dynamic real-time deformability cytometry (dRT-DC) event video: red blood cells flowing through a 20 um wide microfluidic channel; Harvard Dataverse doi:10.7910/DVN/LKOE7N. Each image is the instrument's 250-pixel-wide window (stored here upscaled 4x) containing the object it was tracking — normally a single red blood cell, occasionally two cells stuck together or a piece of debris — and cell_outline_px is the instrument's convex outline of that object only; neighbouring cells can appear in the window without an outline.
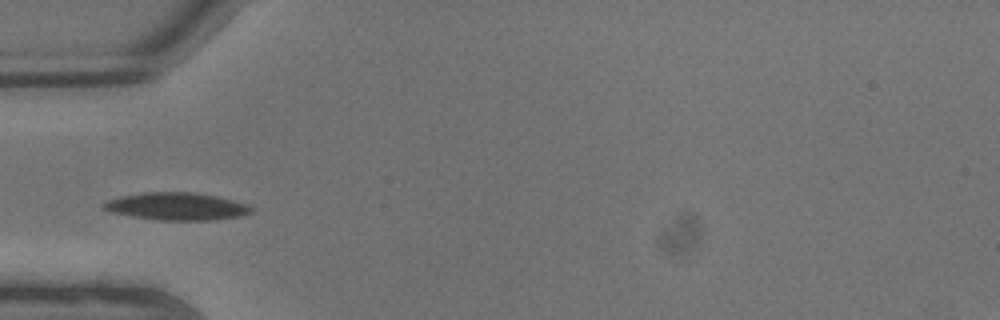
{"species": "common noctule bat (a hibernating species)", "species_latin": "Nyctalus noctula", "temperature_condition": "warm", "stored_images_in_passage": 5, "camera_frame_rate_fps": 3000, "um_per_image_px": 0.085, "animal": {"sex": "male", "body_mass_g": 13.3}, "frame": {"image": 1, "passage_image": 3, "time_ms": 0.667, "image_size_px": [1000, 320], "cell_outline_px": [[252, 212], [240, 216], [212, 220], [156, 220], [132, 216], [112, 212], [100, 208], [100, 204], [108, 200], [120, 196], [144, 192], [196, 192], [216, 196], [232, 200], [244, 204], [252, 208]], "centroid_in_image_um": [14.95, 17.54], "position_along_channel_um": 70.0, "area_um2": 23.64}}
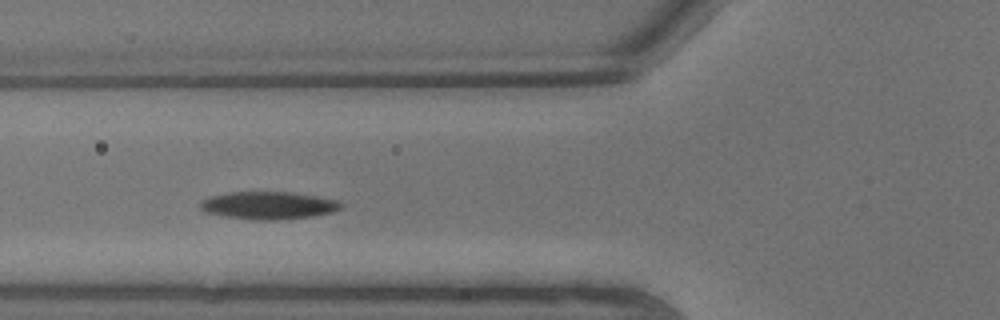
{"frame": {"image": 2, "passage_image": 4, "time_ms": 1.0, "image_size_px": [1000, 320], "cell_outline_px": [[344, 204], [340, 208], [332, 212], [312, 216], [276, 220], [256, 220], [224, 216], [204, 212], [200, 208], [200, 200], [212, 196], [228, 192], [292, 192], [340, 200]], "centroid_in_image_um": [22.82, 17.45], "position_along_channel_um": 103.0, "area_um2": 22.72}}
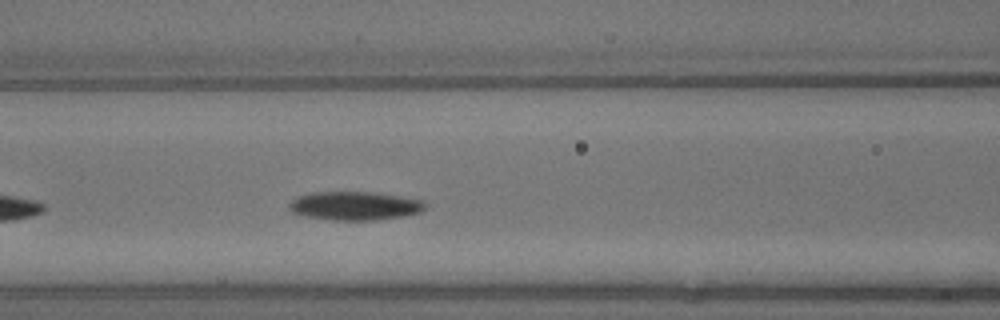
{"frame": {"image": 3, "passage_image": 5, "time_ms": 1.333, "image_size_px": [1000, 320], "cell_outline_px": [[428, 204], [420, 212], [400, 216], [372, 220], [332, 220], [304, 216], [292, 212], [288, 208], [288, 204], [296, 196], [312, 192], [372, 192], [400, 196], [424, 200]], "centroid_in_image_um": [30.12, 17.48], "position_along_channel_um": 136.5, "area_um2": 22.72}}